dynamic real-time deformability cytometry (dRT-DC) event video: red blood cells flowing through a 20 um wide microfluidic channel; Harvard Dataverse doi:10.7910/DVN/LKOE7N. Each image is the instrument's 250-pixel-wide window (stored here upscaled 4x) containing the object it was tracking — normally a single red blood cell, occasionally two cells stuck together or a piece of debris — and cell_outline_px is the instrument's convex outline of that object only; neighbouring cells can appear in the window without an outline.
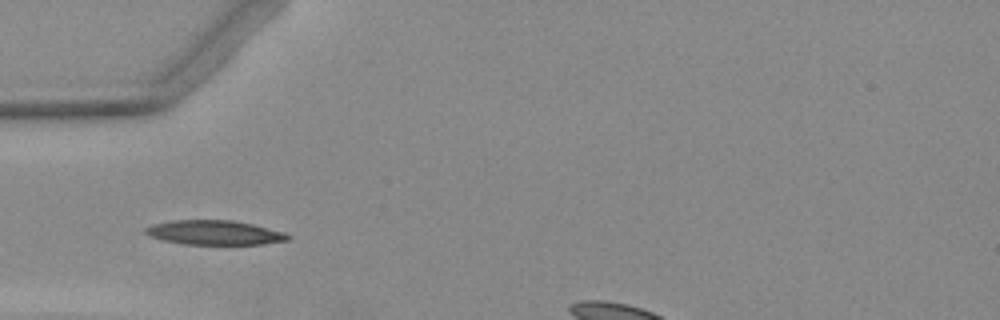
{"species": "Egyptian fruit bat (a non-hibernating species)", "species_latin": "Rousettus aegyptiacus", "temperature_condition": "warm", "stored_images_in_passage": 4, "camera_frame_rate_fps": 3000, "um_per_image_px": 0.085, "animal": {"sex": "female"}, "frame": {"image": 1, "passage_image": 2, "time_ms": 2.333, "image_size_px": [1000, 320], "cell_outline_px": [[292, 236], [288, 240], [260, 244], [180, 244], [148, 236], [144, 232], [144, 228], [152, 224], [172, 220], [232, 220], [252, 224], [284, 232]], "centroid_in_image_um": [18.19, 19.77], "position_along_channel_um": 66.8, "area_um2": 20.29}}
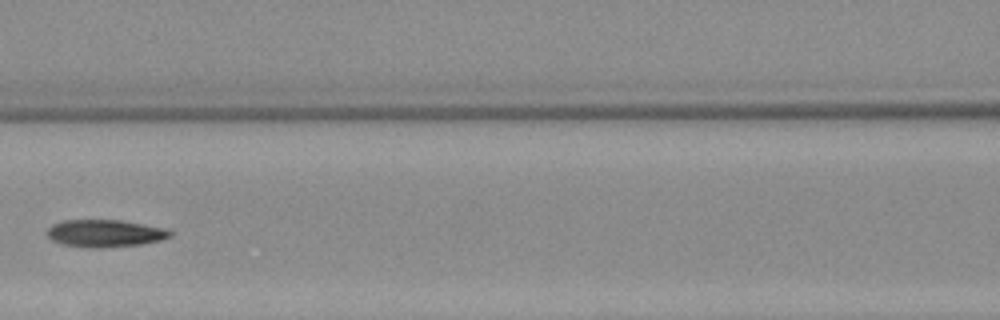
{"frame": {"image": 2, "passage_image": 4, "time_ms": 4.667, "image_size_px": [1000, 320], "cell_outline_px": [[172, 236], [160, 240], [140, 244], [96, 248], [92, 248], [64, 244], [52, 240], [48, 236], [48, 228], [52, 224], [64, 220], [120, 220], [164, 228], [172, 232]], "centroid_in_image_um": [8.92, 19.82], "position_along_channel_um": 157.7, "area_um2": 19.31}}